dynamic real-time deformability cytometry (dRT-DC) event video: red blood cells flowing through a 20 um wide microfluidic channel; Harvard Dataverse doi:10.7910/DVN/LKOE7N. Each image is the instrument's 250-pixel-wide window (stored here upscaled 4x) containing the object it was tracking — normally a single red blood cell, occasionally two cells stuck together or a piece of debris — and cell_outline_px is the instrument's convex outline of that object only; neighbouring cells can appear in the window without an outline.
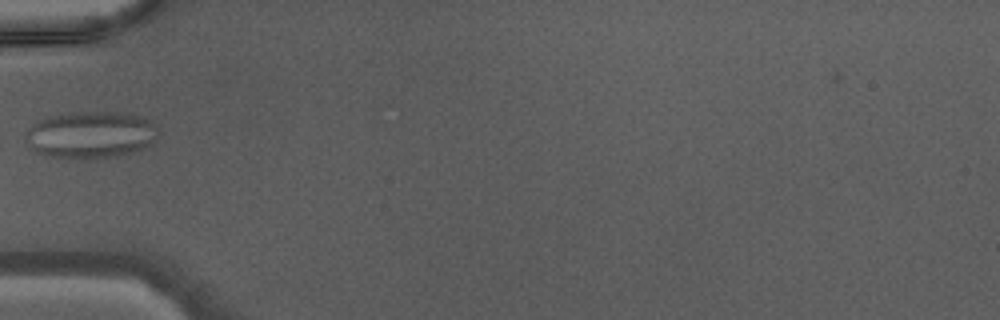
{"species": "Egyptian fruit bat (a non-hibernating species)", "species_latin": "Rousettus aegyptiacus", "temperature_condition": "warm", "stored_images_in_passage": 29, "camera_frame_rate_fps": 3000, "um_per_image_px": 0.085, "animal": {"sex": "male"}, "frame": {"image": 1, "passage_image": 1, "time_ms": 0.0, "image_size_px": [1000, 320], "cell_outline_px": [[156, 136], [152, 144], [144, 148], [132, 152], [112, 156], [76, 160], [68, 160], [36, 152], [24, 140], [24, 132], [32, 124], [44, 116], [80, 112], [128, 112], [144, 116], [156, 128]], "centroid_in_image_um": [7.65, 11.45], "position_along_channel_um": 77.3, "area_um2": 36.76}}